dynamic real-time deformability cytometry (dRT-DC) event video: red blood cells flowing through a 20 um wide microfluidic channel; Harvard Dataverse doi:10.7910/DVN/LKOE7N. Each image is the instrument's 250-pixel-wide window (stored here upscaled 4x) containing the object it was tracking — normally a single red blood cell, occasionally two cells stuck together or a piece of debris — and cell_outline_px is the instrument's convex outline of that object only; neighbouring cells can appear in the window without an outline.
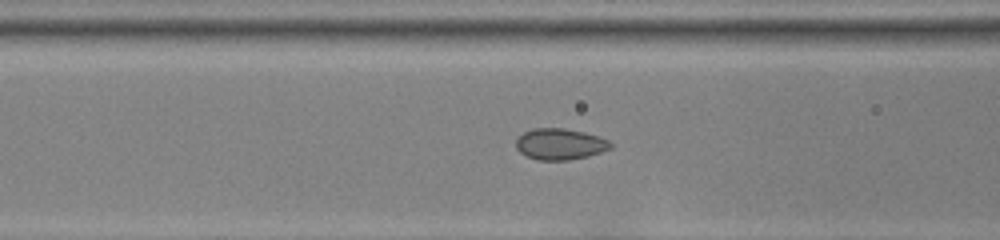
{"species": "common noctule bat (a hibernating species)", "species_latin": "Nyctalus noctula", "temperature_condition": "room temperature", "stored_images_in_passage": 19, "camera_frame_rate_fps": 3000, "um_per_image_px": 0.085, "animal": {"sex": "female", "body_mass_g": 22.0, "forearm_length_mm": 56.7}, "frame": {"image": 1, "passage_image": 11, "time_ms": 3.333, "image_size_px": [1000, 240], "cell_outline_px": [[612, 148], [588, 156], [568, 160], [536, 160], [520, 152], [516, 148], [516, 140], [524, 132], [532, 128], [564, 128], [584, 132], [600, 136], [608, 140], [612, 144]], "centroid_in_image_um": [47.61, 12.24], "position_along_channel_um": 119.0, "area_um2": 17.22}}
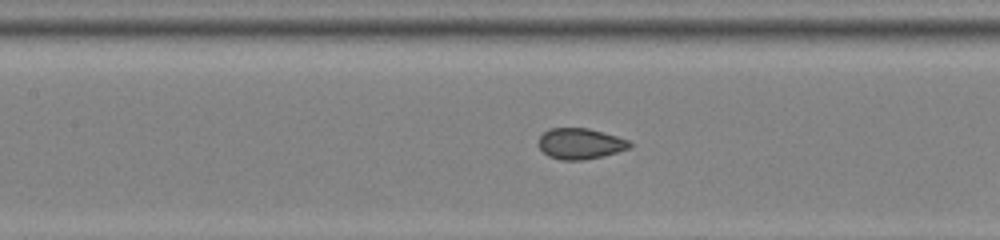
{"frame": {"image": 2, "passage_image": 14, "time_ms": 4.333, "image_size_px": [1000, 240], "cell_outline_px": [[632, 144], [628, 148], [616, 152], [584, 160], [560, 160], [548, 156], [536, 144], [540, 136], [548, 128], [588, 128], [604, 132], [628, 140]], "centroid_in_image_um": [49.26, 12.2], "position_along_channel_um": 158.1, "area_um2": 16.36}}